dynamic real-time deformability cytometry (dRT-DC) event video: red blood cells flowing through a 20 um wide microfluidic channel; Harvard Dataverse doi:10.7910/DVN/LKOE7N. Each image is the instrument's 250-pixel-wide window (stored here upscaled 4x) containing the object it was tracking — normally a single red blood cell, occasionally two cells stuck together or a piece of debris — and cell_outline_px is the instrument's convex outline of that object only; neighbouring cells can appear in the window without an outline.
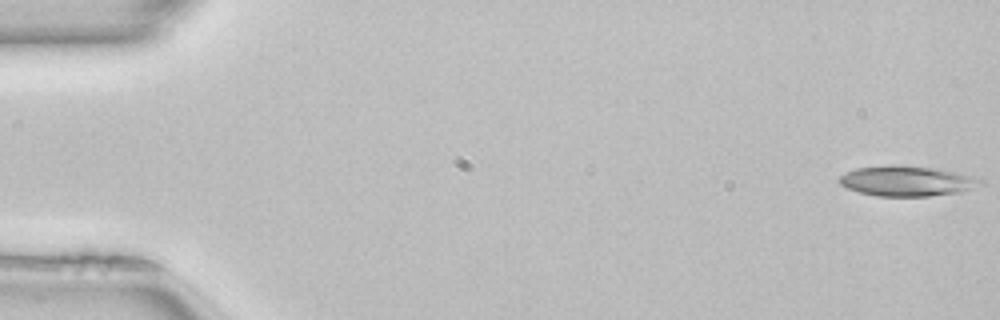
{"species": "common noctule bat (a hibernating species)", "species_latin": "Nyctalus noctula", "temperature_condition": "room temperature", "stored_images_in_passage": 51, "camera_frame_rate_fps": 3000, "um_per_image_px": 0.085, "animal": {"sex": "female", "body_mass_g": 22.7, "forearm_length_mm": 54.2}, "frame": {"image": 1, "passage_image": 1, "time_ms": 0.0, "image_size_px": [1000, 320], "cell_outline_px": [[984, 184], [964, 192], [928, 196], [876, 196], [860, 192], [848, 188], [840, 184], [836, 180], [840, 176], [856, 168], [888, 164], [892, 164], [936, 168], [972, 176], [984, 180]], "centroid_in_image_um": [77.11, 15.38], "position_along_channel_um": 7.9, "area_um2": 25.09}}
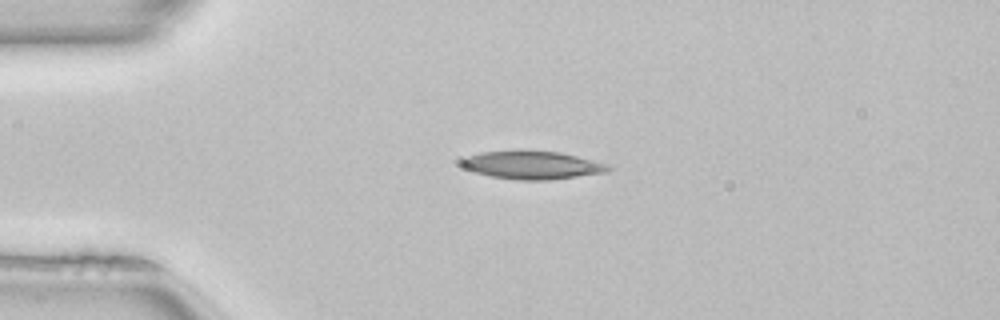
{"frame": {"image": 2, "passage_image": 12, "time_ms": 3.667, "image_size_px": [1000, 320], "cell_outline_px": [[612, 168], [604, 172], [548, 180], [520, 180], [492, 176], [476, 172], [464, 168], [460, 164], [460, 160], [464, 156], [480, 152], [516, 148], [524, 148], [560, 152], [608, 164]], "centroid_in_image_um": [45.14, 13.98], "position_along_channel_um": 39.9, "area_um2": 24.57}}